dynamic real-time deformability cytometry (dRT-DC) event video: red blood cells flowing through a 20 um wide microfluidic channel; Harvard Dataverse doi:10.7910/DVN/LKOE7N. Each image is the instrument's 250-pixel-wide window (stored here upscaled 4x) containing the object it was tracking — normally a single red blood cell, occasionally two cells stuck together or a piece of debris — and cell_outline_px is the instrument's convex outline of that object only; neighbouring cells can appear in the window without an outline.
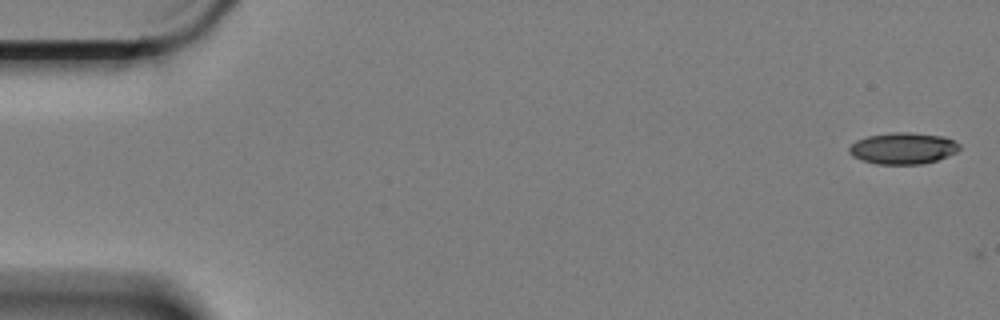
{"species": "Egyptian fruit bat (a non-hibernating species)", "species_latin": "Rousettus aegyptiacus", "temperature_condition": "cold", "stored_images_in_passage": 2, "camera_frame_rate_fps": 3000, "um_per_image_px": 0.085, "animal": {"sex": "female"}, "frame": {"image": 1, "passage_image": 1, "time_ms": 0.0, "image_size_px": [1000, 320], "cell_outline_px": [[960, 148], [956, 152], [936, 160], [920, 164], [876, 164], [852, 156], [848, 152], [848, 148], [856, 140], [868, 136], [892, 132], [912, 132], [944, 136], [960, 144]], "centroid_in_image_um": [76.74, 12.59], "position_along_channel_um": 8.3, "area_um2": 20.17}}